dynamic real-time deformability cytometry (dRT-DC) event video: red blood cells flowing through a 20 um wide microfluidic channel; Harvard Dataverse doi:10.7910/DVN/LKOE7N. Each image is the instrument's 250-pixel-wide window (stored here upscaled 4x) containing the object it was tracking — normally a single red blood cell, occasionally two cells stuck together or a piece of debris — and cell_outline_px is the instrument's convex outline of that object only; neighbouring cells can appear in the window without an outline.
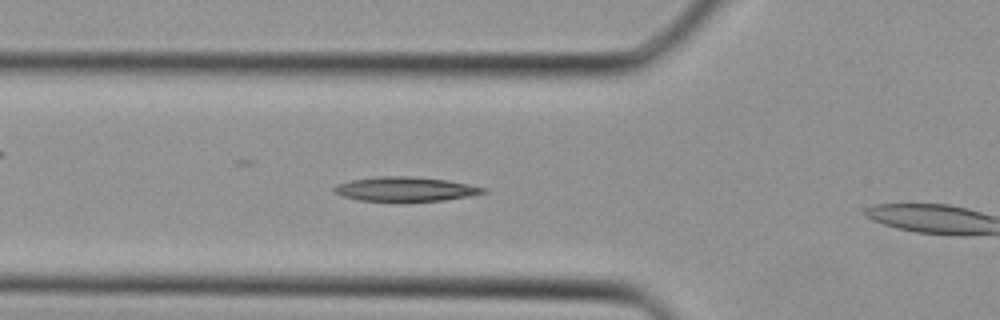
{"species": "Egyptian fruit bat (a non-hibernating species)", "species_latin": "Rousettus aegyptiacus", "temperature_condition": "cold", "stored_images_in_passage": 12, "camera_frame_rate_fps": 3000, "um_per_image_px": 0.085, "animal": {"sex": "female"}, "frame": {"image": 1, "passage_image": 4, "time_ms": 1.0, "image_size_px": [1000, 320], "cell_outline_px": [[488, 192], [468, 196], [444, 200], [360, 200], [344, 196], [336, 192], [332, 188], [336, 184], [352, 180], [380, 176], [412, 176], [448, 180], [488, 188]], "centroid_in_image_um": [34.51, 16.05], "position_along_channel_um": 91.3, "area_um2": 20.75}}
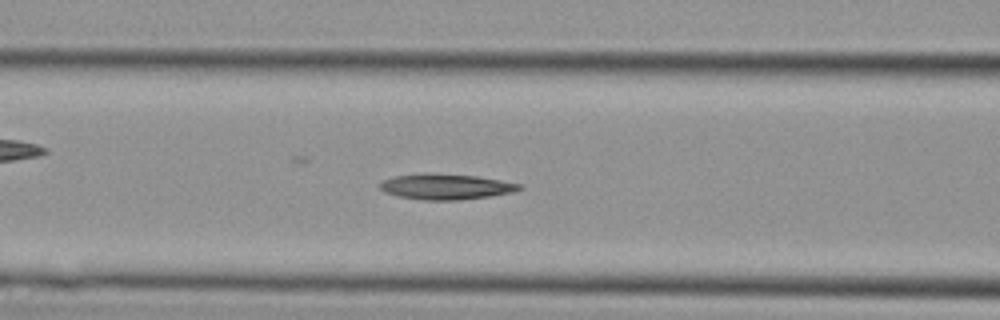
{"frame": {"image": 2, "passage_image": 6, "time_ms": 1.667, "image_size_px": [1000, 320], "cell_outline_px": [[524, 188], [512, 192], [488, 196], [460, 200], [424, 200], [396, 196], [384, 192], [376, 184], [384, 180], [396, 176], [424, 172], [428, 172], [476, 176], [524, 184]], "centroid_in_image_um": [37.88, 15.86], "position_along_channel_um": 128.7, "area_um2": 21.04}}
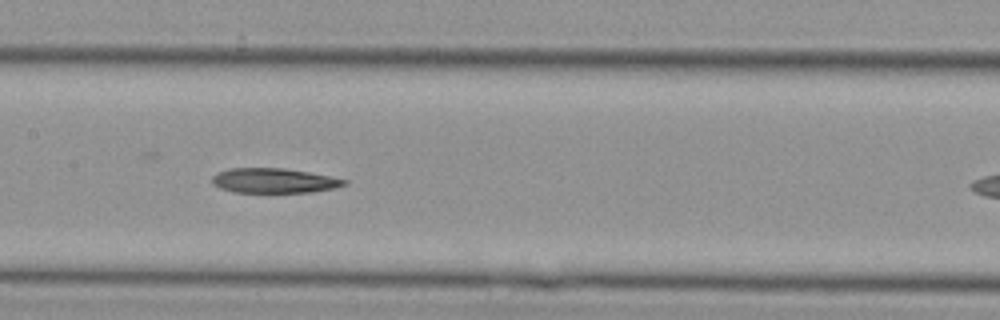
{"frame": {"image": 3, "passage_image": 9, "time_ms": 2.667, "image_size_px": [1000, 320], "cell_outline_px": [[348, 184], [332, 188], [312, 192], [232, 192], [220, 188], [212, 184], [212, 176], [216, 172], [228, 168], [284, 168], [308, 172], [348, 180]], "centroid_in_image_um": [23.23, 15.35], "position_along_channel_um": 184.2, "area_um2": 19.07}}